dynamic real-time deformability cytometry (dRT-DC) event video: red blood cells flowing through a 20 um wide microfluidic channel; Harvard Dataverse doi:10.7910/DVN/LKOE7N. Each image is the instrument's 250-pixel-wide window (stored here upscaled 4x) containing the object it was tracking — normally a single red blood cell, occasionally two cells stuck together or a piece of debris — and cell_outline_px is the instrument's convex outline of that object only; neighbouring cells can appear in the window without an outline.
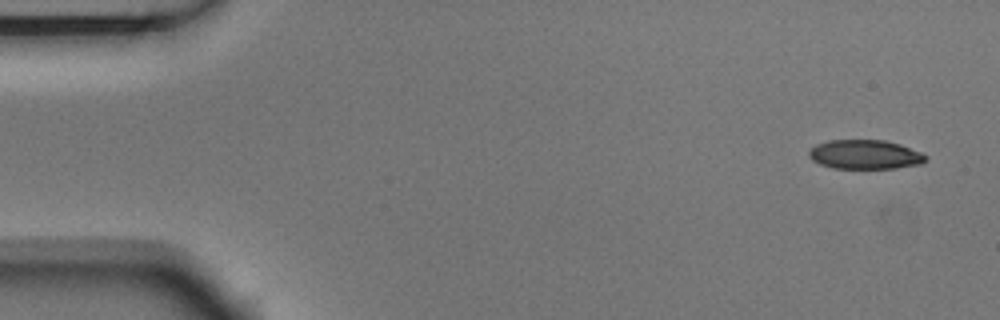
{"species": "Egyptian fruit bat (a non-hibernating species)", "species_latin": "Rousettus aegyptiacus", "temperature_condition": "room temperature", "stored_images_in_passage": 5, "camera_frame_rate_fps": 3000, "um_per_image_px": 0.085, "animal": {"sex": "male"}, "frame": {"image": 1, "passage_image": 1, "time_ms": 0.0, "image_size_px": [1000, 320], "cell_outline_px": [[928, 160], [920, 164], [896, 168], [832, 168], [820, 164], [812, 160], [808, 156], [808, 152], [816, 144], [828, 140], [884, 140], [900, 144], [924, 152], [928, 156]], "centroid_in_image_um": [73.56, 13.13], "position_along_channel_um": 11.4, "area_um2": 20.11}}
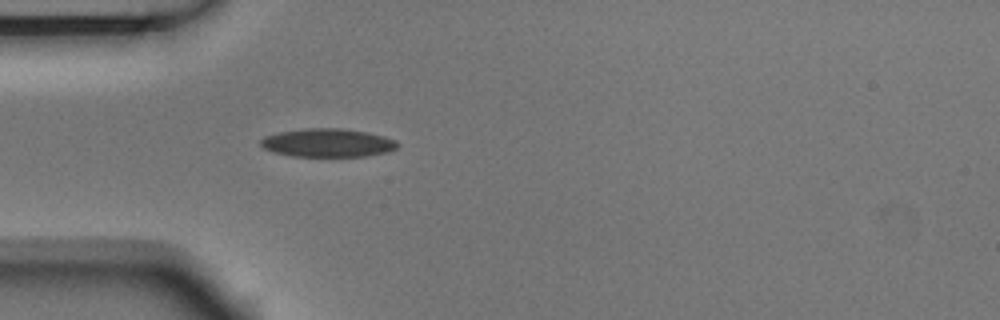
{"frame": {"image": 2, "passage_image": 5, "time_ms": 1.333, "image_size_px": [1000, 320], "cell_outline_px": [[400, 144], [396, 148], [388, 152], [364, 156], [292, 156], [272, 152], [264, 148], [260, 144], [260, 140], [264, 136], [280, 132], [308, 128], [340, 128], [368, 132], [384, 136], [396, 140]], "centroid_in_image_um": [27.86, 12.14], "position_along_channel_um": 57.1, "area_um2": 22.66}}